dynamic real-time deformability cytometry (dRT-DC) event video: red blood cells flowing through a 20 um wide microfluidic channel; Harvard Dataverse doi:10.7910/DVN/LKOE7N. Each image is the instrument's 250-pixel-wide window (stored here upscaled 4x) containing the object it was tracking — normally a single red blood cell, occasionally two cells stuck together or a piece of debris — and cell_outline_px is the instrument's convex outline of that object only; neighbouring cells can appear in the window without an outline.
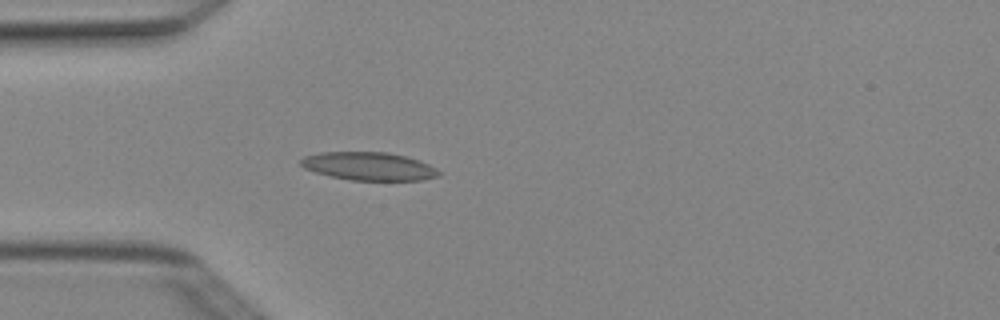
{"species": "Egyptian fruit bat (a non-hibernating species)", "species_latin": "Rousettus aegyptiacus", "temperature_condition": "cold", "stored_images_in_passage": 4, "camera_frame_rate_fps": 3000, "um_per_image_px": 0.085, "animal": {"sex": "female"}, "frame": {"image": 1, "passage_image": 4, "time_ms": 1.0, "image_size_px": [1000, 320], "cell_outline_px": [[440, 176], [424, 180], [352, 180], [332, 176], [316, 172], [304, 168], [300, 164], [300, 160], [304, 156], [320, 152], [388, 152], [420, 160], [436, 168], [440, 172]], "centroid_in_image_um": [31.37, 14.12], "position_along_channel_um": 53.6, "area_um2": 22.6}}